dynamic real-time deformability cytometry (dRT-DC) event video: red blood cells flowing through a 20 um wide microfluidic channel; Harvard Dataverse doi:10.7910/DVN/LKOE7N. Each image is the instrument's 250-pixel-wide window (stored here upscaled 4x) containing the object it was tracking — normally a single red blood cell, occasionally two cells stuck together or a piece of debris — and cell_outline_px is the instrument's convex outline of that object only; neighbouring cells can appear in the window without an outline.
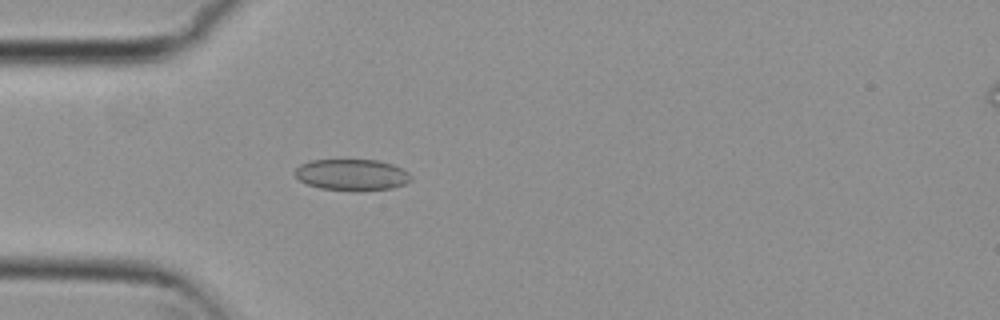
{"species": "common noctule bat (a hibernating species)", "species_latin": "Nyctalus noctula", "temperature_condition": "cold", "stored_images_in_passage": 5, "camera_frame_rate_fps": 3000, "um_per_image_px": 0.085, "animal": {"sex": "female", "body_mass_g": 29.2, "forearm_length_mm": 56.3}, "frame": {"image": 1, "passage_image": 5, "time_ms": 1.333, "image_size_px": [1000, 320], "cell_outline_px": [[412, 180], [404, 184], [392, 188], [356, 192], [320, 188], [308, 184], [300, 180], [292, 172], [300, 164], [312, 160], [376, 160], [392, 164], [408, 172], [412, 176]], "centroid_in_image_um": [29.91, 14.87], "position_along_channel_um": 55.1, "area_um2": 21.39}}